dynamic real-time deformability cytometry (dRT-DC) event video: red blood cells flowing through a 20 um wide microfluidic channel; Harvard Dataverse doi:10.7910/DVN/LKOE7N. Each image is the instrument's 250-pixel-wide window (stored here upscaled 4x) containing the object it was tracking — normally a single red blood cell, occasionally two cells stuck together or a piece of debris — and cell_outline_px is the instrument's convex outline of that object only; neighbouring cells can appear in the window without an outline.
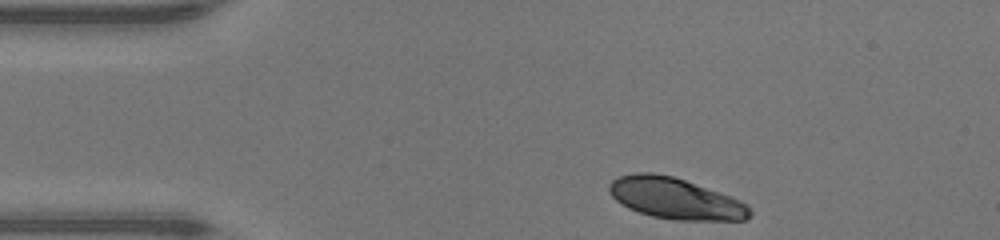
{"species": "human", "species_latin": "Homo sapiens", "temperature_condition": "warm", "stored_images_in_passage": 33, "camera_frame_rate_fps": 3000, "um_per_image_px": 0.085, "donor": {"sex": "male"}, "frame": {"image": 1, "passage_image": 1, "time_ms": 0.0, "image_size_px": [1000, 240], "cell_outline_px": [[752, 212], [744, 220], [676, 220], [652, 216], [628, 208], [620, 204], [608, 192], [608, 184], [612, 180], [620, 176], [632, 172], [652, 172], [672, 176], [720, 192], [740, 200], [748, 204]], "centroid_in_image_um": [57.37, 16.86], "position_along_channel_um": 27.6, "area_um2": 33.76}}
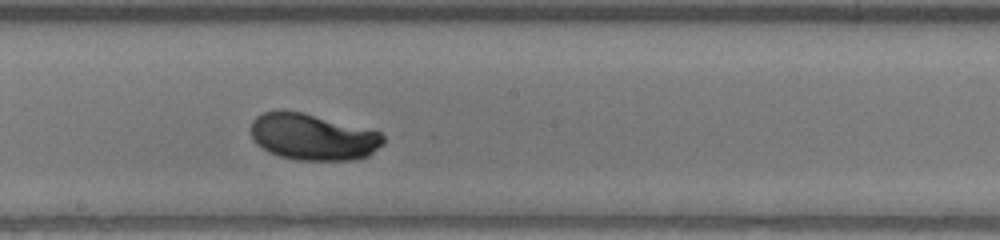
{"frame": {"image": 2, "passage_image": 19, "time_ms": 6.0, "image_size_px": [1000, 240], "cell_outline_px": [[384, 144], [368, 156], [352, 160], [296, 160], [280, 156], [268, 152], [256, 144], [252, 136], [252, 120], [256, 116], [264, 112], [280, 108], [304, 112], [380, 132], [384, 136]], "centroid_in_image_um": [26.57, 11.62], "position_along_channel_um": 221.6, "area_um2": 36.18}}
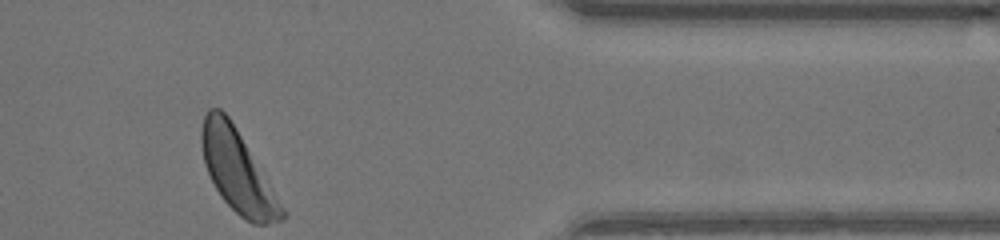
{"frame": {"image": 3, "passage_image": 33, "time_ms": 10.667, "image_size_px": [1000, 240], "cell_outline_px": [[288, 216], [284, 220], [268, 224], [252, 224], [244, 220], [220, 196], [204, 164], [200, 144], [200, 132], [204, 116], [208, 108], [220, 108], [228, 116], [236, 128], [288, 212]], "centroid_in_image_um": [20.21, 14.58], "position_along_channel_um": 391.2, "area_um2": 38.44}, "authors_computed_cell_mechanics": {"area_um2": 36.414, "velocity_mm_per_s": 4.2485, "shape_relaxation_time_tau1_ms": 1.8394, "shape_relaxation_time_tau2_ms": null, "deformation_change_tau1": 0.1505, "deformation_change_tau2": null}}